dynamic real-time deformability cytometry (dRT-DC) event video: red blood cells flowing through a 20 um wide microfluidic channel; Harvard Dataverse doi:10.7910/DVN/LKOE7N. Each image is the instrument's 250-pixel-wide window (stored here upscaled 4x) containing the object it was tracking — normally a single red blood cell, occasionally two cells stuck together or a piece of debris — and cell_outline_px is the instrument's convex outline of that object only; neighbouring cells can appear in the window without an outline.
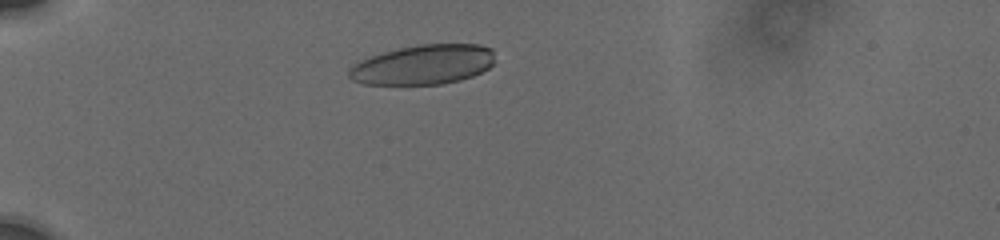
{"species": "human", "species_latin": "Homo sapiens", "temperature_condition": "cold", "stored_images_in_passage": 17, "camera_frame_rate_fps": 3000, "um_per_image_px": 0.085, "donor": {"sex": "male"}, "frame": {"image": 1, "passage_image": 4, "time_ms": 2.0, "image_size_px": [1000, 240], "cell_outline_px": [[492, 64], [488, 68], [472, 76], [460, 80], [444, 84], [364, 84], [352, 80], [348, 76], [348, 72], [360, 60], [384, 52], [400, 48], [420, 44], [480, 44], [492, 48]], "centroid_in_image_um": [35.98, 5.49], "position_along_channel_um": 49.0, "area_um2": 33.47}}
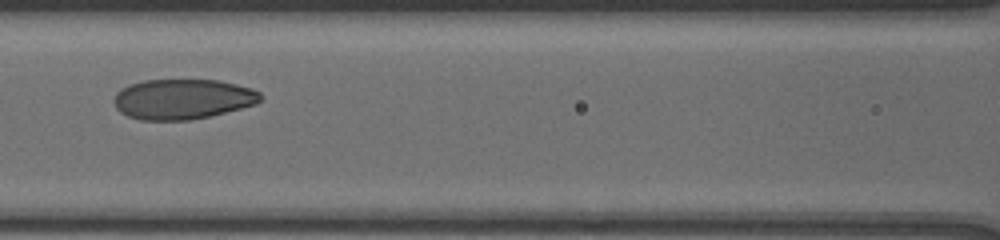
{"frame": {"image": 2, "passage_image": 10, "time_ms": 5.667, "image_size_px": [1000, 240], "cell_outline_px": [[264, 100], [256, 104], [208, 116], [188, 120], [140, 120], [128, 116], [120, 112], [116, 108], [112, 100], [116, 92], [120, 88], [144, 80], [220, 80], [252, 88], [260, 92], [264, 96]], "centroid_in_image_um": [15.53, 8.42], "position_along_channel_um": 151.1, "area_um2": 34.51}}
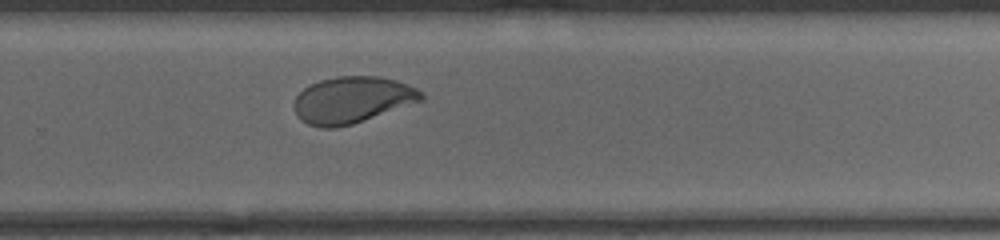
{"frame": {"image": 3, "passage_image": 17, "time_ms": 9.667, "image_size_px": [1000, 240], "cell_outline_px": [[424, 100], [352, 124], [332, 128], [320, 128], [308, 124], [300, 120], [296, 116], [292, 104], [296, 96], [304, 88], [320, 80], [340, 76], [380, 76], [396, 80], [416, 88], [424, 92]], "centroid_in_image_um": [29.92, 8.49], "position_along_channel_um": 299.9, "area_um2": 34.62}}